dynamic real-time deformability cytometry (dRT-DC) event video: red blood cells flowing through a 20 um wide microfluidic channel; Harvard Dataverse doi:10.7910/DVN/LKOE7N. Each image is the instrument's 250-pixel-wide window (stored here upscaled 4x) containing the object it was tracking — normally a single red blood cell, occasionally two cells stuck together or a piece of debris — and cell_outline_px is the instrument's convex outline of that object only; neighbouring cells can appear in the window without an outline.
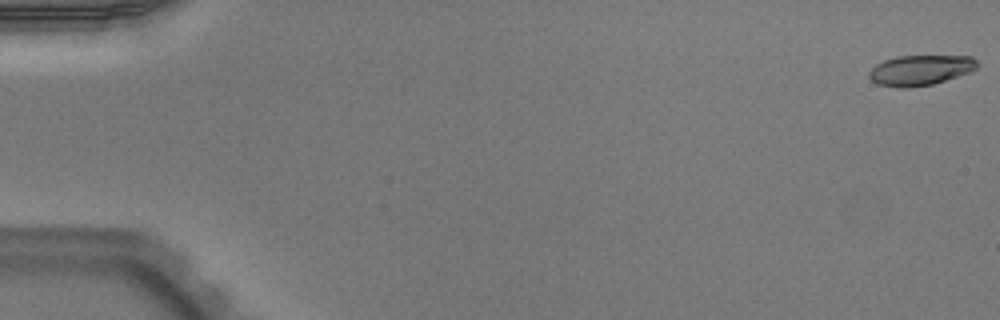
{"species": "Egyptian fruit bat (a non-hibernating species)", "species_latin": "Rousettus aegyptiacus", "temperature_condition": "warm", "stored_images_in_passage": 8, "camera_frame_rate_fps": 3000, "um_per_image_px": 0.085, "animal": {"sex": "male"}, "frame": {"image": 1, "passage_image": 1, "time_ms": 0.0, "image_size_px": [1000, 320], "cell_outline_px": [[976, 68], [968, 72], [932, 84], [904, 88], [900, 88], [876, 84], [868, 76], [868, 72], [876, 64], [884, 60], [896, 56], [972, 56], [976, 60]], "centroid_in_image_um": [78.16, 5.96], "position_along_channel_um": 6.8, "area_um2": 18.84}}